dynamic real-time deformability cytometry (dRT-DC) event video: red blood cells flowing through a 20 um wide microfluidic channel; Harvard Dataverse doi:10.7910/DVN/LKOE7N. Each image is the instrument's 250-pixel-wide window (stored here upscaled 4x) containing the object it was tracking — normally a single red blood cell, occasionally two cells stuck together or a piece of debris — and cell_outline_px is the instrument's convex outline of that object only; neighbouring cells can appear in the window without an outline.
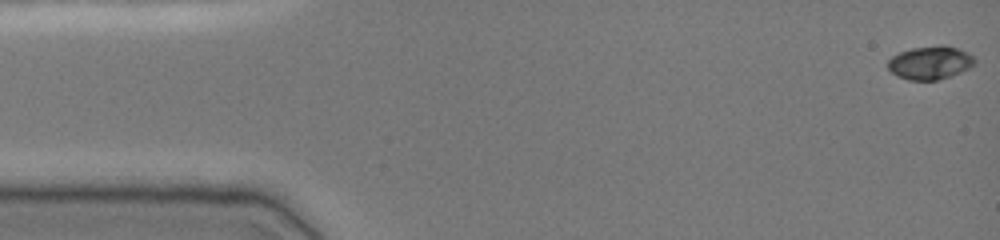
{"species": "common noctule bat (a hibernating species)", "species_latin": "Nyctalus noctula", "temperature_condition": "cold", "stored_images_in_passage": 50, "camera_frame_rate_fps": 3000, "um_per_image_px": 0.085, "animal": {"sex": "female", "body_mass_g": 19.0, "forearm_length_mm": 51.5}, "frame": {"image": 1, "passage_image": 1, "time_ms": 0.0, "image_size_px": [1000, 240], "cell_outline_px": [[976, 64], [960, 72], [936, 80], [908, 80], [896, 76], [888, 68], [888, 60], [892, 56], [900, 52], [912, 48], [940, 44], [944, 44], [968, 52], [976, 60]], "centroid_in_image_um": [79.06, 5.32], "position_along_channel_um": 5.9, "area_um2": 16.88}}
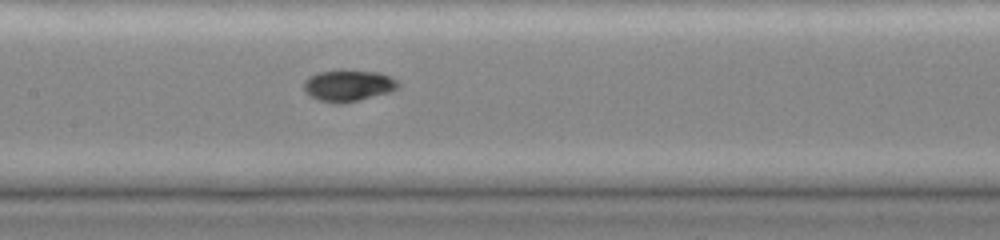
{"frame": {"image": 2, "passage_image": 24, "time_ms": 7.667, "image_size_px": [1000, 240], "cell_outline_px": [[400, 84], [396, 88], [388, 92], [340, 104], [336, 104], [320, 100], [308, 96], [304, 88], [304, 80], [308, 76], [320, 72], [380, 72], [396, 80]], "centroid_in_image_um": [29.55, 7.3], "position_along_channel_um": 177.8, "area_um2": 16.59}}
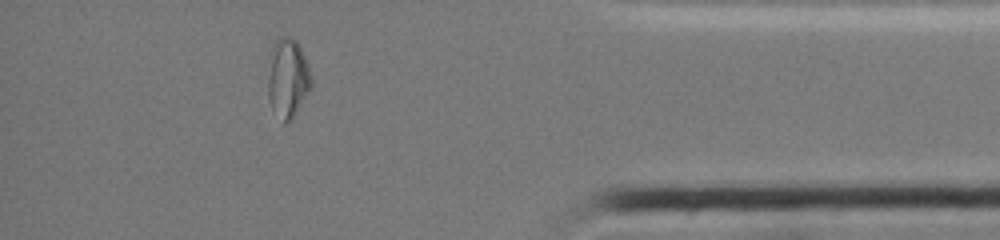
{"frame": {"image": 3, "passage_image": 44, "time_ms": 14.333, "image_size_px": [1000, 240], "cell_outline_px": [[312, 84], [292, 116], [284, 124], [272, 108], [268, 96], [268, 76], [272, 44], [280, 36], [288, 36], [296, 40], [308, 64], [312, 76]], "centroid_in_image_um": [24.44, 6.57], "position_along_channel_um": 410.8, "area_um2": 19.54}, "authors_computed_cell_mechanics": {"area_um2": 16.7909, "velocity_mm_per_s": 3.8452, "shape_relaxation_time_tau1_ms": 8.0717, "shape_relaxation_time_tau2_ms": null, "deformation_change_tau1": 0.258, "deformation_change_tau2": null}}